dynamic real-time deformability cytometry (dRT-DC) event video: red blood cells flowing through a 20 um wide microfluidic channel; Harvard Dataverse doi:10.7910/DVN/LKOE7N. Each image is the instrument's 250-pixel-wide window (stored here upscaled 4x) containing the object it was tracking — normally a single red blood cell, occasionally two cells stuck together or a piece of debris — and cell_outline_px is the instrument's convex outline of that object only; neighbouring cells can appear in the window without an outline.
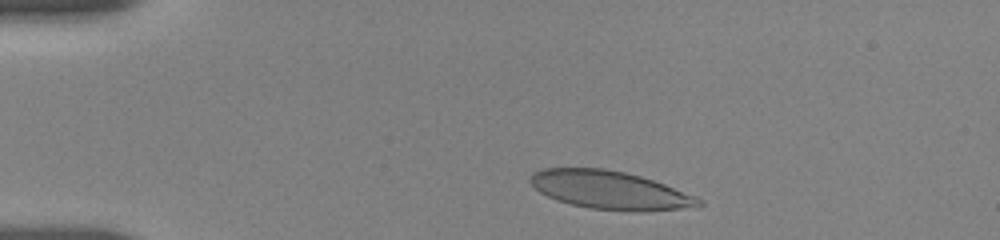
{"species": "human", "species_latin": "Homo sapiens", "temperature_condition": "room temperature", "stored_images_in_passage": 10, "camera_frame_rate_fps": 3000, "um_per_image_px": 0.085, "donor": {"sex": "female"}, "frame": {"image": 1, "passage_image": 2, "time_ms": 1.0, "image_size_px": [1000, 240], "cell_outline_px": [[704, 204], [680, 208], [644, 212], [640, 212], [588, 208], [556, 200], [540, 192], [528, 180], [532, 172], [544, 168], [604, 168], [624, 172], [640, 176], [664, 184], [696, 196], [704, 200]], "centroid_in_image_um": [51.83, 16.16], "position_along_channel_um": 33.2, "area_um2": 37.4}}
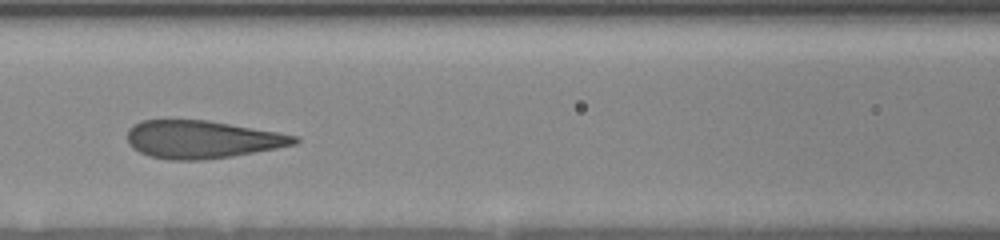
{"frame": {"image": 2, "passage_image": 7, "time_ms": 5.667, "image_size_px": [1000, 240], "cell_outline_px": [[300, 140], [296, 144], [276, 148], [232, 156], [204, 160], [172, 160], [148, 156], [132, 148], [128, 144], [128, 128], [132, 124], [140, 120], [208, 120], [280, 132], [300, 136]], "centroid_in_image_um": [17.17, 11.84], "position_along_channel_um": 149.4, "area_um2": 37.11}}
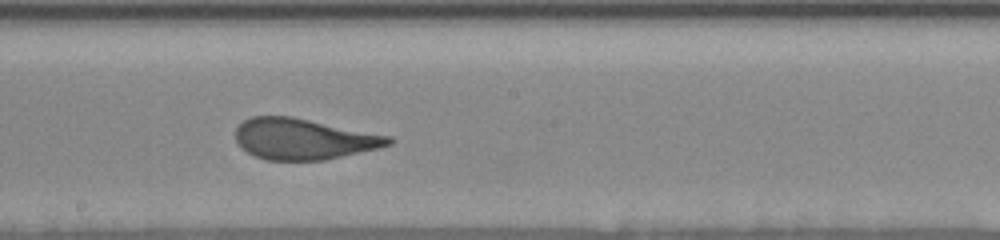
{"frame": {"image": 3, "passage_image": 9, "time_ms": 7.667, "image_size_px": [1000, 240], "cell_outline_px": [[396, 140], [392, 144], [380, 148], [324, 160], [268, 160], [256, 156], [240, 148], [236, 140], [236, 128], [244, 120], [252, 116], [292, 116], [392, 136]], "centroid_in_image_um": [25.84, 11.81], "position_along_channel_um": 222.4, "area_um2": 36.7}}